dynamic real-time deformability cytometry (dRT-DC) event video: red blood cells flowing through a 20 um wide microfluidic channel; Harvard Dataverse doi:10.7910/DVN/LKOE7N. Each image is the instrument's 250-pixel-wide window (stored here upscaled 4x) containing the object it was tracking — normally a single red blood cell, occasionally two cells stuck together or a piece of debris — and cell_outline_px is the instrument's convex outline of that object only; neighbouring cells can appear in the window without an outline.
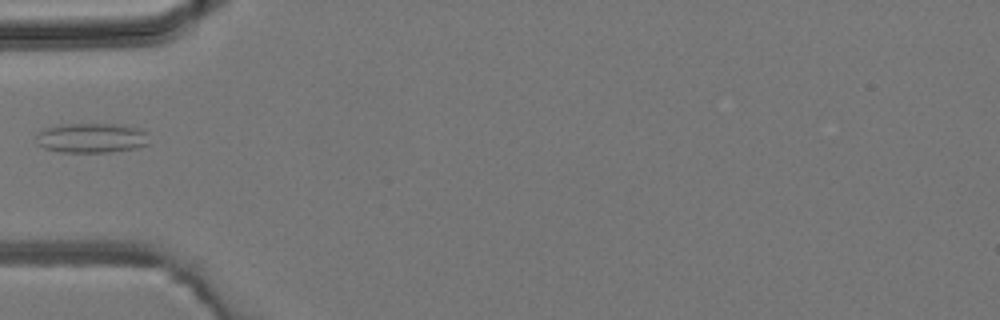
{"species": "common noctule bat (a hibernating species)", "species_latin": "Nyctalus noctula", "temperature_condition": "room temperature", "stored_images_in_passage": 3, "camera_frame_rate_fps": 3000, "um_per_image_px": 0.085, "animal": {"sex": "male", "body_mass_g": 19.2, "forearm_length_mm": 51.8}, "frame": {"image": 1, "passage_image": 3, "time_ms": 2.333, "image_size_px": [1000, 320], "cell_outline_px": [[148, 144], [136, 148], [108, 152], [60, 152], [44, 148], [36, 144], [36, 136], [44, 128], [60, 124], [116, 124], [140, 128], [148, 132]], "centroid_in_image_um": [7.78, 11.72], "position_along_channel_um": 77.2, "area_um2": 19.77}}